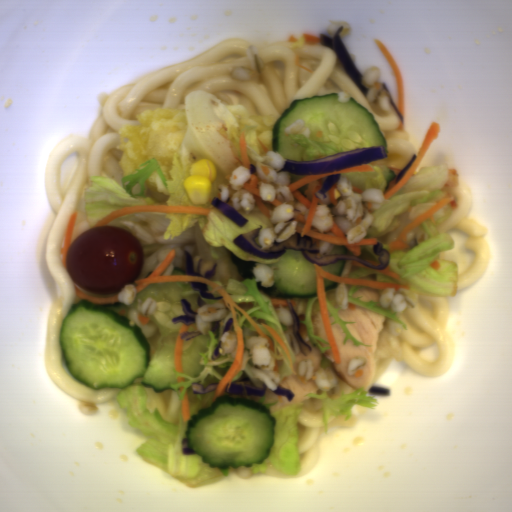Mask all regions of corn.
<instances>
[{
	"label": "corn",
	"instance_id": "corn-1",
	"mask_svg": "<svg viewBox=\"0 0 512 512\" xmlns=\"http://www.w3.org/2000/svg\"><path fill=\"white\" fill-rule=\"evenodd\" d=\"M217 175L218 170L210 158H203L190 166L189 176L182 185L193 205L207 204Z\"/></svg>",
	"mask_w": 512,
	"mask_h": 512
}]
</instances>
